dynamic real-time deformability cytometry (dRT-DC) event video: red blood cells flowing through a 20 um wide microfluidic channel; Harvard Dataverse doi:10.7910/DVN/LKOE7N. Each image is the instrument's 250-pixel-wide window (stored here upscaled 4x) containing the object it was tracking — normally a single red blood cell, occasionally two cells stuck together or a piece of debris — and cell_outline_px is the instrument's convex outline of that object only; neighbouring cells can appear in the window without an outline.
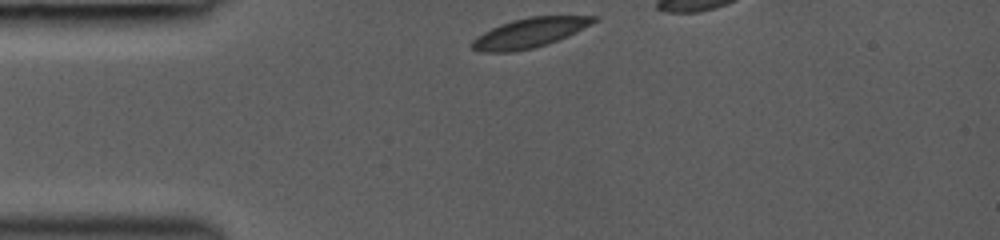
{"species": "common noctule bat (a hibernating species)", "species_latin": "Nyctalus noctula", "temperature_condition": "room temperature", "stored_images_in_passage": 11, "camera_frame_rate_fps": 3000, "um_per_image_px": 0.085, "animal": {"sex": "female", "body_mass_g": 19.0, "forearm_length_mm": 53.3}, "frame": {"image": 1, "passage_image": 1, "time_ms": 0.0, "image_size_px": [1000, 240], "cell_outline_px": [[600, 16], [596, 20], [576, 32], [568, 36], [548, 44], [536, 48], [516, 52], [480, 52], [472, 48], [468, 44], [476, 36], [500, 24], [512, 20], [528, 16]], "centroid_in_image_um": [44.95, 2.81], "position_along_channel_um": 40.0, "area_um2": 21.15}}
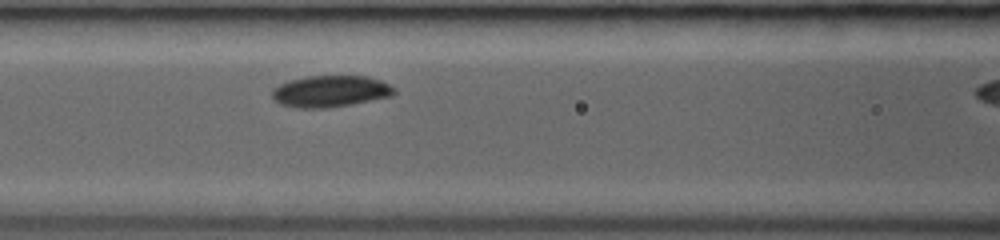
{"frame": {"image": 2, "passage_image": 10, "time_ms": 3.0, "image_size_px": [1000, 240], "cell_outline_px": [[396, 92], [392, 96], [352, 104], [324, 108], [296, 108], [280, 104], [272, 96], [272, 88], [280, 84], [292, 80], [308, 76], [368, 76], [380, 80], [388, 84]], "centroid_in_image_um": [28.07, 7.76], "position_along_channel_um": 138.5, "area_um2": 22.31}}